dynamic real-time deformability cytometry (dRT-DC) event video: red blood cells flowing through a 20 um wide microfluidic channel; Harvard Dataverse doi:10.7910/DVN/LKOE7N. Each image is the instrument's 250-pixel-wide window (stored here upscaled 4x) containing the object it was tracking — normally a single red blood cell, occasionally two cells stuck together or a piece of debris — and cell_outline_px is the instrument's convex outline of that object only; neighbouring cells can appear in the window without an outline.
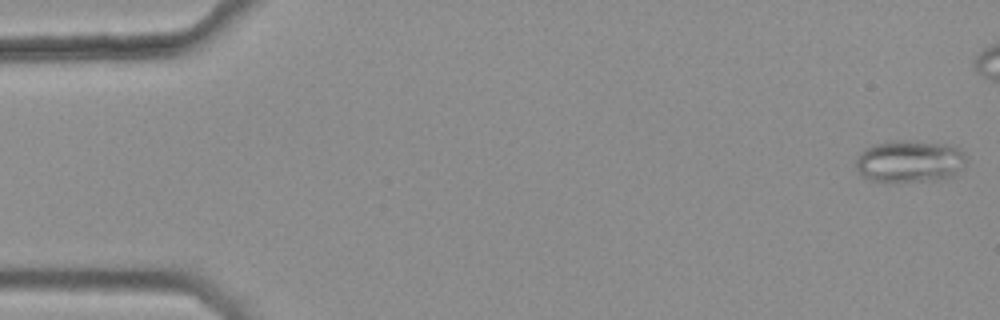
{"species": "common noctule bat (a hibernating species)", "species_latin": "Nyctalus noctula", "temperature_condition": "warm", "stored_images_in_passage": 48, "camera_frame_rate_fps": 3000, "um_per_image_px": 0.085, "animal": {"sex": "female", "body_mass_g": 25.1}, "frame": {"image": 1, "passage_image": 1, "time_ms": 0.0, "image_size_px": [1000, 320], "cell_outline_px": [[968, 160], [956, 176], [940, 180], [868, 180], [860, 176], [856, 168], [856, 160], [860, 152], [864, 148], [872, 144], [888, 140], [916, 140], [944, 144], [960, 148], [968, 156]], "centroid_in_image_um": [77.35, 13.68], "position_along_channel_um": 7.6, "area_um2": 27.63}}
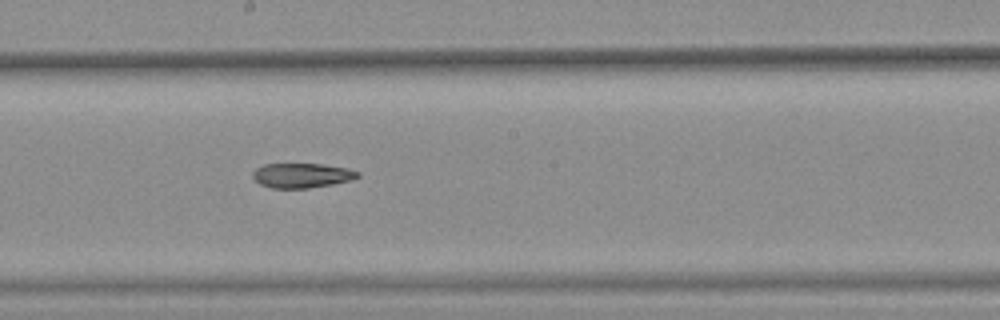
{"frame": {"image": 2, "passage_image": 29, "time_ms": 9.333, "image_size_px": [1000, 320], "cell_outline_px": [[360, 176], [348, 180], [332, 184], [308, 188], [272, 188], [260, 184], [252, 176], [252, 172], [256, 168], [264, 164], [320, 164], [348, 168], [360, 172]], "centroid_in_image_um": [25.64, 14.91], "position_along_channel_um": 222.6, "area_um2": 14.97}}
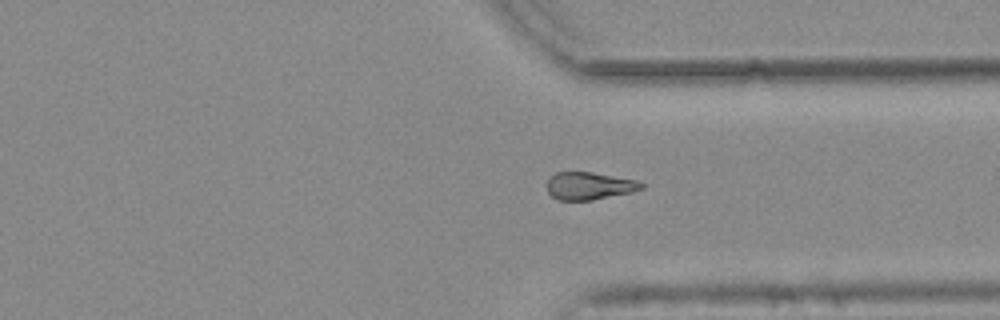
{"frame": {"image": 3, "passage_image": 40, "time_ms": 13.0, "image_size_px": [1000, 320], "cell_outline_px": [[644, 188], [632, 192], [592, 200], [556, 200], [548, 192], [548, 180], [556, 172], [592, 172], [640, 180], [644, 184]], "centroid_in_image_um": [50.14, 15.8], "position_along_channel_um": 361.3, "area_um2": 15.26}, "authors_computed_cell_mechanics": {"area_um2": 16.1551, "velocity_mm_per_s": 3.7711, "shape_relaxation_time_tau1_ms": null, "shape_relaxation_time_tau2_ms": 8.0298, "deformation_change_tau1": null, "deformation_change_tau2": 0.1707}}